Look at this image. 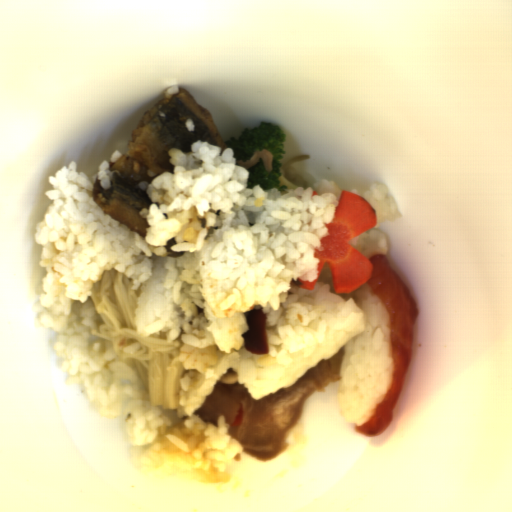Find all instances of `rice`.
I'll return each instance as SVG.
<instances>
[{"mask_svg": "<svg viewBox=\"0 0 512 512\" xmlns=\"http://www.w3.org/2000/svg\"><path fill=\"white\" fill-rule=\"evenodd\" d=\"M123 155L121 154V152L119 150H115L111 153L110 155V161L112 162V164L116 161H118Z\"/></svg>", "mask_w": 512, "mask_h": 512, "instance_id": "b023fe2a", "label": "rice"}, {"mask_svg": "<svg viewBox=\"0 0 512 512\" xmlns=\"http://www.w3.org/2000/svg\"><path fill=\"white\" fill-rule=\"evenodd\" d=\"M190 147L168 150L173 172L139 182L151 202L139 213L145 237L94 201L97 179L103 190L112 187L110 162L90 177L76 161L48 176L44 195L52 204L34 231L44 270L38 317L58 336L57 368L69 384L81 386L101 416L122 418L135 469L215 483L224 492L239 485L229 470L243 448L228 435L224 415L217 424L195 415L220 377L234 368L251 397L264 398L357 337L365 313L323 281L313 290L292 284L318 278L316 248L322 250L340 204L337 183L322 180L285 194L249 188V171L232 148L199 140ZM172 237L171 250L183 257H167ZM114 268L139 293L137 332L164 331L182 342L179 359L188 371L177 410L153 405L132 366L90 332L99 327L92 285ZM256 309L267 320L265 355L251 354L242 338L246 313Z\"/></svg>", "mask_w": 512, "mask_h": 512, "instance_id": "652b925c", "label": "rice"}, {"mask_svg": "<svg viewBox=\"0 0 512 512\" xmlns=\"http://www.w3.org/2000/svg\"><path fill=\"white\" fill-rule=\"evenodd\" d=\"M179 91H180L179 85L175 84L174 86L168 88V90L165 92V98H172V96L179 93Z\"/></svg>", "mask_w": 512, "mask_h": 512, "instance_id": "acb35da6", "label": "rice"}, {"mask_svg": "<svg viewBox=\"0 0 512 512\" xmlns=\"http://www.w3.org/2000/svg\"><path fill=\"white\" fill-rule=\"evenodd\" d=\"M185 128L188 132H194L195 130V125H194V122H193V119H187L185 121Z\"/></svg>", "mask_w": 512, "mask_h": 512, "instance_id": "e3fd555f", "label": "rice"}, {"mask_svg": "<svg viewBox=\"0 0 512 512\" xmlns=\"http://www.w3.org/2000/svg\"><path fill=\"white\" fill-rule=\"evenodd\" d=\"M353 300L364 313L360 333L343 346L337 405L343 418L363 424L386 397L394 375L389 312L365 281Z\"/></svg>", "mask_w": 512, "mask_h": 512, "instance_id": "023b6e5f", "label": "rice"}, {"mask_svg": "<svg viewBox=\"0 0 512 512\" xmlns=\"http://www.w3.org/2000/svg\"><path fill=\"white\" fill-rule=\"evenodd\" d=\"M362 196L375 211L377 218L373 228L364 231L349 240V245L360 251L368 259L372 255H386L388 252L386 236L379 231L380 222L398 219L400 210L385 184L374 182L366 192L350 191Z\"/></svg>", "mask_w": 512, "mask_h": 512, "instance_id": "8eca5e8b", "label": "rice"}]
</instances>
